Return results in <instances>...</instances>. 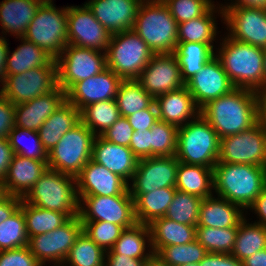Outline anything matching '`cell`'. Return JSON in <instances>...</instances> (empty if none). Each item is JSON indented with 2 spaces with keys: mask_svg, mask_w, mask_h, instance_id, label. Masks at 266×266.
Wrapping results in <instances>:
<instances>
[{
  "mask_svg": "<svg viewBox=\"0 0 266 266\" xmlns=\"http://www.w3.org/2000/svg\"><path fill=\"white\" fill-rule=\"evenodd\" d=\"M219 138L238 134L258 122L257 91L234 88L229 94L210 100L200 109Z\"/></svg>",
  "mask_w": 266,
  "mask_h": 266,
  "instance_id": "cell-1",
  "label": "cell"
},
{
  "mask_svg": "<svg viewBox=\"0 0 266 266\" xmlns=\"http://www.w3.org/2000/svg\"><path fill=\"white\" fill-rule=\"evenodd\" d=\"M223 37L222 40L219 39L215 56L220 60L233 86L263 92V48L234 40L227 34Z\"/></svg>",
  "mask_w": 266,
  "mask_h": 266,
  "instance_id": "cell-2",
  "label": "cell"
},
{
  "mask_svg": "<svg viewBox=\"0 0 266 266\" xmlns=\"http://www.w3.org/2000/svg\"><path fill=\"white\" fill-rule=\"evenodd\" d=\"M214 194L246 212L266 186V167L217 162L213 168Z\"/></svg>",
  "mask_w": 266,
  "mask_h": 266,
  "instance_id": "cell-3",
  "label": "cell"
},
{
  "mask_svg": "<svg viewBox=\"0 0 266 266\" xmlns=\"http://www.w3.org/2000/svg\"><path fill=\"white\" fill-rule=\"evenodd\" d=\"M133 30L155 54L174 53L178 43V23L164 2L144 0Z\"/></svg>",
  "mask_w": 266,
  "mask_h": 266,
  "instance_id": "cell-4",
  "label": "cell"
},
{
  "mask_svg": "<svg viewBox=\"0 0 266 266\" xmlns=\"http://www.w3.org/2000/svg\"><path fill=\"white\" fill-rule=\"evenodd\" d=\"M22 199L40 208L64 213L68 218L79 213L76 177L49 168Z\"/></svg>",
  "mask_w": 266,
  "mask_h": 266,
  "instance_id": "cell-5",
  "label": "cell"
},
{
  "mask_svg": "<svg viewBox=\"0 0 266 266\" xmlns=\"http://www.w3.org/2000/svg\"><path fill=\"white\" fill-rule=\"evenodd\" d=\"M220 138L199 114L178 129L176 158L179 162L214 168L218 162Z\"/></svg>",
  "mask_w": 266,
  "mask_h": 266,
  "instance_id": "cell-6",
  "label": "cell"
},
{
  "mask_svg": "<svg viewBox=\"0 0 266 266\" xmlns=\"http://www.w3.org/2000/svg\"><path fill=\"white\" fill-rule=\"evenodd\" d=\"M155 55L133 30L112 34L106 50L107 67L122 80H136Z\"/></svg>",
  "mask_w": 266,
  "mask_h": 266,
  "instance_id": "cell-7",
  "label": "cell"
},
{
  "mask_svg": "<svg viewBox=\"0 0 266 266\" xmlns=\"http://www.w3.org/2000/svg\"><path fill=\"white\" fill-rule=\"evenodd\" d=\"M68 6L56 8L55 4H41L29 23L24 38L42 48L54 60L68 44Z\"/></svg>",
  "mask_w": 266,
  "mask_h": 266,
  "instance_id": "cell-8",
  "label": "cell"
},
{
  "mask_svg": "<svg viewBox=\"0 0 266 266\" xmlns=\"http://www.w3.org/2000/svg\"><path fill=\"white\" fill-rule=\"evenodd\" d=\"M95 134L81 121L67 131L48 152L47 166L76 177L82 168L92 159Z\"/></svg>",
  "mask_w": 266,
  "mask_h": 266,
  "instance_id": "cell-9",
  "label": "cell"
},
{
  "mask_svg": "<svg viewBox=\"0 0 266 266\" xmlns=\"http://www.w3.org/2000/svg\"><path fill=\"white\" fill-rule=\"evenodd\" d=\"M57 84L65 92L76 82L107 68L106 52L67 44L55 60Z\"/></svg>",
  "mask_w": 266,
  "mask_h": 266,
  "instance_id": "cell-10",
  "label": "cell"
},
{
  "mask_svg": "<svg viewBox=\"0 0 266 266\" xmlns=\"http://www.w3.org/2000/svg\"><path fill=\"white\" fill-rule=\"evenodd\" d=\"M81 221H105L124 229L137 223L134 199L130 192L116 196H78Z\"/></svg>",
  "mask_w": 266,
  "mask_h": 266,
  "instance_id": "cell-11",
  "label": "cell"
},
{
  "mask_svg": "<svg viewBox=\"0 0 266 266\" xmlns=\"http://www.w3.org/2000/svg\"><path fill=\"white\" fill-rule=\"evenodd\" d=\"M82 231L83 224L79 216L71 217L52 232L29 238L27 246L41 265L50 266L52 263L54 266H62Z\"/></svg>",
  "mask_w": 266,
  "mask_h": 266,
  "instance_id": "cell-12",
  "label": "cell"
},
{
  "mask_svg": "<svg viewBox=\"0 0 266 266\" xmlns=\"http://www.w3.org/2000/svg\"><path fill=\"white\" fill-rule=\"evenodd\" d=\"M218 162L266 167V133L257 122L238 134L220 139Z\"/></svg>",
  "mask_w": 266,
  "mask_h": 266,
  "instance_id": "cell-13",
  "label": "cell"
},
{
  "mask_svg": "<svg viewBox=\"0 0 266 266\" xmlns=\"http://www.w3.org/2000/svg\"><path fill=\"white\" fill-rule=\"evenodd\" d=\"M57 86V65L53 59L47 66L31 68L22 74L7 75L0 93L18 105L49 93Z\"/></svg>",
  "mask_w": 266,
  "mask_h": 266,
  "instance_id": "cell-14",
  "label": "cell"
},
{
  "mask_svg": "<svg viewBox=\"0 0 266 266\" xmlns=\"http://www.w3.org/2000/svg\"><path fill=\"white\" fill-rule=\"evenodd\" d=\"M68 44L106 52L112 34L83 5L68 6Z\"/></svg>",
  "mask_w": 266,
  "mask_h": 266,
  "instance_id": "cell-15",
  "label": "cell"
},
{
  "mask_svg": "<svg viewBox=\"0 0 266 266\" xmlns=\"http://www.w3.org/2000/svg\"><path fill=\"white\" fill-rule=\"evenodd\" d=\"M178 163L176 156L139 159L128 184L129 192L146 193L161 188H175Z\"/></svg>",
  "mask_w": 266,
  "mask_h": 266,
  "instance_id": "cell-16",
  "label": "cell"
},
{
  "mask_svg": "<svg viewBox=\"0 0 266 266\" xmlns=\"http://www.w3.org/2000/svg\"><path fill=\"white\" fill-rule=\"evenodd\" d=\"M227 35L234 40L266 48V10L261 8H223Z\"/></svg>",
  "mask_w": 266,
  "mask_h": 266,
  "instance_id": "cell-17",
  "label": "cell"
},
{
  "mask_svg": "<svg viewBox=\"0 0 266 266\" xmlns=\"http://www.w3.org/2000/svg\"><path fill=\"white\" fill-rule=\"evenodd\" d=\"M136 81L154 99L185 85L178 60L173 53L155 54Z\"/></svg>",
  "mask_w": 266,
  "mask_h": 266,
  "instance_id": "cell-18",
  "label": "cell"
},
{
  "mask_svg": "<svg viewBox=\"0 0 266 266\" xmlns=\"http://www.w3.org/2000/svg\"><path fill=\"white\" fill-rule=\"evenodd\" d=\"M122 81L107 67L90 78L74 83L66 91V101L81 111L92 103L114 100Z\"/></svg>",
  "mask_w": 266,
  "mask_h": 266,
  "instance_id": "cell-19",
  "label": "cell"
},
{
  "mask_svg": "<svg viewBox=\"0 0 266 266\" xmlns=\"http://www.w3.org/2000/svg\"><path fill=\"white\" fill-rule=\"evenodd\" d=\"M185 85L200 109L210 100L229 94L235 88L216 56Z\"/></svg>",
  "mask_w": 266,
  "mask_h": 266,
  "instance_id": "cell-20",
  "label": "cell"
},
{
  "mask_svg": "<svg viewBox=\"0 0 266 266\" xmlns=\"http://www.w3.org/2000/svg\"><path fill=\"white\" fill-rule=\"evenodd\" d=\"M128 182L92 159L76 176L78 196H116L129 192Z\"/></svg>",
  "mask_w": 266,
  "mask_h": 266,
  "instance_id": "cell-21",
  "label": "cell"
},
{
  "mask_svg": "<svg viewBox=\"0 0 266 266\" xmlns=\"http://www.w3.org/2000/svg\"><path fill=\"white\" fill-rule=\"evenodd\" d=\"M144 0H87L94 17L111 33L133 29L136 15Z\"/></svg>",
  "mask_w": 266,
  "mask_h": 266,
  "instance_id": "cell-22",
  "label": "cell"
},
{
  "mask_svg": "<svg viewBox=\"0 0 266 266\" xmlns=\"http://www.w3.org/2000/svg\"><path fill=\"white\" fill-rule=\"evenodd\" d=\"M66 101V92L57 86L53 91L15 105V126L38 131L45 120Z\"/></svg>",
  "mask_w": 266,
  "mask_h": 266,
  "instance_id": "cell-23",
  "label": "cell"
},
{
  "mask_svg": "<svg viewBox=\"0 0 266 266\" xmlns=\"http://www.w3.org/2000/svg\"><path fill=\"white\" fill-rule=\"evenodd\" d=\"M92 160L118 174L129 183L135 173L139 159L128 146L110 143L101 136H95Z\"/></svg>",
  "mask_w": 266,
  "mask_h": 266,
  "instance_id": "cell-24",
  "label": "cell"
},
{
  "mask_svg": "<svg viewBox=\"0 0 266 266\" xmlns=\"http://www.w3.org/2000/svg\"><path fill=\"white\" fill-rule=\"evenodd\" d=\"M155 104L159 120L177 127L187 124L200 114V108L186 85L157 97Z\"/></svg>",
  "mask_w": 266,
  "mask_h": 266,
  "instance_id": "cell-25",
  "label": "cell"
},
{
  "mask_svg": "<svg viewBox=\"0 0 266 266\" xmlns=\"http://www.w3.org/2000/svg\"><path fill=\"white\" fill-rule=\"evenodd\" d=\"M47 161L15 154L3 180L6 193L23 198L48 169Z\"/></svg>",
  "mask_w": 266,
  "mask_h": 266,
  "instance_id": "cell-26",
  "label": "cell"
},
{
  "mask_svg": "<svg viewBox=\"0 0 266 266\" xmlns=\"http://www.w3.org/2000/svg\"><path fill=\"white\" fill-rule=\"evenodd\" d=\"M247 213L241 206L211 195L202 199L197 226L216 229L238 227Z\"/></svg>",
  "mask_w": 266,
  "mask_h": 266,
  "instance_id": "cell-27",
  "label": "cell"
},
{
  "mask_svg": "<svg viewBox=\"0 0 266 266\" xmlns=\"http://www.w3.org/2000/svg\"><path fill=\"white\" fill-rule=\"evenodd\" d=\"M40 0H2L0 2L1 36L24 37L29 23L39 9ZM5 33V34H4Z\"/></svg>",
  "mask_w": 266,
  "mask_h": 266,
  "instance_id": "cell-28",
  "label": "cell"
},
{
  "mask_svg": "<svg viewBox=\"0 0 266 266\" xmlns=\"http://www.w3.org/2000/svg\"><path fill=\"white\" fill-rule=\"evenodd\" d=\"M217 5V6H216ZM213 4L202 16L178 24V42L214 44L220 31L217 15L224 21L223 4ZM220 13V14H219Z\"/></svg>",
  "mask_w": 266,
  "mask_h": 266,
  "instance_id": "cell-29",
  "label": "cell"
},
{
  "mask_svg": "<svg viewBox=\"0 0 266 266\" xmlns=\"http://www.w3.org/2000/svg\"><path fill=\"white\" fill-rule=\"evenodd\" d=\"M80 121V110L67 101L53 112L38 130L39 138L47 153L56 146L67 131Z\"/></svg>",
  "mask_w": 266,
  "mask_h": 266,
  "instance_id": "cell-30",
  "label": "cell"
},
{
  "mask_svg": "<svg viewBox=\"0 0 266 266\" xmlns=\"http://www.w3.org/2000/svg\"><path fill=\"white\" fill-rule=\"evenodd\" d=\"M148 225L154 254L165 246L183 245L196 239V226L177 223L166 217L156 218Z\"/></svg>",
  "mask_w": 266,
  "mask_h": 266,
  "instance_id": "cell-31",
  "label": "cell"
},
{
  "mask_svg": "<svg viewBox=\"0 0 266 266\" xmlns=\"http://www.w3.org/2000/svg\"><path fill=\"white\" fill-rule=\"evenodd\" d=\"M175 188L201 199L213 195V168L179 162Z\"/></svg>",
  "mask_w": 266,
  "mask_h": 266,
  "instance_id": "cell-32",
  "label": "cell"
},
{
  "mask_svg": "<svg viewBox=\"0 0 266 266\" xmlns=\"http://www.w3.org/2000/svg\"><path fill=\"white\" fill-rule=\"evenodd\" d=\"M106 254H120L134 259H148L153 254L149 225L136 223L134 226L124 229L112 249L107 251Z\"/></svg>",
  "mask_w": 266,
  "mask_h": 266,
  "instance_id": "cell-33",
  "label": "cell"
},
{
  "mask_svg": "<svg viewBox=\"0 0 266 266\" xmlns=\"http://www.w3.org/2000/svg\"><path fill=\"white\" fill-rule=\"evenodd\" d=\"M176 190L161 188L146 193H130L134 199L137 223L150 224L154 219L164 217Z\"/></svg>",
  "mask_w": 266,
  "mask_h": 266,
  "instance_id": "cell-34",
  "label": "cell"
},
{
  "mask_svg": "<svg viewBox=\"0 0 266 266\" xmlns=\"http://www.w3.org/2000/svg\"><path fill=\"white\" fill-rule=\"evenodd\" d=\"M214 44L178 42L174 55L178 60L181 77L186 84L215 56Z\"/></svg>",
  "mask_w": 266,
  "mask_h": 266,
  "instance_id": "cell-35",
  "label": "cell"
},
{
  "mask_svg": "<svg viewBox=\"0 0 266 266\" xmlns=\"http://www.w3.org/2000/svg\"><path fill=\"white\" fill-rule=\"evenodd\" d=\"M21 40L20 45L11 53L10 48L7 56V75L22 74L31 68L47 66L53 58L42 48L24 37L16 38Z\"/></svg>",
  "mask_w": 266,
  "mask_h": 266,
  "instance_id": "cell-36",
  "label": "cell"
},
{
  "mask_svg": "<svg viewBox=\"0 0 266 266\" xmlns=\"http://www.w3.org/2000/svg\"><path fill=\"white\" fill-rule=\"evenodd\" d=\"M20 208L23 210L25 217L28 238L52 232L69 219L64 213L34 206L23 199Z\"/></svg>",
  "mask_w": 266,
  "mask_h": 266,
  "instance_id": "cell-37",
  "label": "cell"
},
{
  "mask_svg": "<svg viewBox=\"0 0 266 266\" xmlns=\"http://www.w3.org/2000/svg\"><path fill=\"white\" fill-rule=\"evenodd\" d=\"M265 248L266 227L253 223V221L250 223L246 216L238 226L236 241L231 255L242 262Z\"/></svg>",
  "mask_w": 266,
  "mask_h": 266,
  "instance_id": "cell-38",
  "label": "cell"
},
{
  "mask_svg": "<svg viewBox=\"0 0 266 266\" xmlns=\"http://www.w3.org/2000/svg\"><path fill=\"white\" fill-rule=\"evenodd\" d=\"M81 122L85 124L96 136L103 134L120 117L117 103L106 100L92 103L80 111Z\"/></svg>",
  "mask_w": 266,
  "mask_h": 266,
  "instance_id": "cell-39",
  "label": "cell"
},
{
  "mask_svg": "<svg viewBox=\"0 0 266 266\" xmlns=\"http://www.w3.org/2000/svg\"><path fill=\"white\" fill-rule=\"evenodd\" d=\"M115 101L120 115L128 117L149 108L155 99L136 80H123L118 87Z\"/></svg>",
  "mask_w": 266,
  "mask_h": 266,
  "instance_id": "cell-40",
  "label": "cell"
},
{
  "mask_svg": "<svg viewBox=\"0 0 266 266\" xmlns=\"http://www.w3.org/2000/svg\"><path fill=\"white\" fill-rule=\"evenodd\" d=\"M105 256L106 252L82 231L62 266H105Z\"/></svg>",
  "mask_w": 266,
  "mask_h": 266,
  "instance_id": "cell-41",
  "label": "cell"
},
{
  "mask_svg": "<svg viewBox=\"0 0 266 266\" xmlns=\"http://www.w3.org/2000/svg\"><path fill=\"white\" fill-rule=\"evenodd\" d=\"M238 227L216 229L196 226V240L208 253L231 254L235 245Z\"/></svg>",
  "mask_w": 266,
  "mask_h": 266,
  "instance_id": "cell-42",
  "label": "cell"
},
{
  "mask_svg": "<svg viewBox=\"0 0 266 266\" xmlns=\"http://www.w3.org/2000/svg\"><path fill=\"white\" fill-rule=\"evenodd\" d=\"M202 199L176 190L164 217L177 223L197 226Z\"/></svg>",
  "mask_w": 266,
  "mask_h": 266,
  "instance_id": "cell-43",
  "label": "cell"
},
{
  "mask_svg": "<svg viewBox=\"0 0 266 266\" xmlns=\"http://www.w3.org/2000/svg\"><path fill=\"white\" fill-rule=\"evenodd\" d=\"M179 127L163 121L150 129V157L175 156Z\"/></svg>",
  "mask_w": 266,
  "mask_h": 266,
  "instance_id": "cell-44",
  "label": "cell"
},
{
  "mask_svg": "<svg viewBox=\"0 0 266 266\" xmlns=\"http://www.w3.org/2000/svg\"><path fill=\"white\" fill-rule=\"evenodd\" d=\"M25 217L19 207L13 215L0 224V251L28 245Z\"/></svg>",
  "mask_w": 266,
  "mask_h": 266,
  "instance_id": "cell-45",
  "label": "cell"
},
{
  "mask_svg": "<svg viewBox=\"0 0 266 266\" xmlns=\"http://www.w3.org/2000/svg\"><path fill=\"white\" fill-rule=\"evenodd\" d=\"M28 138L32 139V144L29 142L30 146L25 143L26 140H29ZM8 142L14 154L36 160H48V153L42 145L38 131L14 126L13 130L9 133Z\"/></svg>",
  "mask_w": 266,
  "mask_h": 266,
  "instance_id": "cell-46",
  "label": "cell"
},
{
  "mask_svg": "<svg viewBox=\"0 0 266 266\" xmlns=\"http://www.w3.org/2000/svg\"><path fill=\"white\" fill-rule=\"evenodd\" d=\"M207 253L195 239L183 245L165 246L156 254L170 266H181L187 263H200Z\"/></svg>",
  "mask_w": 266,
  "mask_h": 266,
  "instance_id": "cell-47",
  "label": "cell"
},
{
  "mask_svg": "<svg viewBox=\"0 0 266 266\" xmlns=\"http://www.w3.org/2000/svg\"><path fill=\"white\" fill-rule=\"evenodd\" d=\"M83 232L105 252L110 251L124 228L105 221H81Z\"/></svg>",
  "mask_w": 266,
  "mask_h": 266,
  "instance_id": "cell-48",
  "label": "cell"
},
{
  "mask_svg": "<svg viewBox=\"0 0 266 266\" xmlns=\"http://www.w3.org/2000/svg\"><path fill=\"white\" fill-rule=\"evenodd\" d=\"M163 2L178 24L202 16L215 3L213 0H164Z\"/></svg>",
  "mask_w": 266,
  "mask_h": 266,
  "instance_id": "cell-49",
  "label": "cell"
},
{
  "mask_svg": "<svg viewBox=\"0 0 266 266\" xmlns=\"http://www.w3.org/2000/svg\"><path fill=\"white\" fill-rule=\"evenodd\" d=\"M0 266H42L28 246L0 251Z\"/></svg>",
  "mask_w": 266,
  "mask_h": 266,
  "instance_id": "cell-50",
  "label": "cell"
},
{
  "mask_svg": "<svg viewBox=\"0 0 266 266\" xmlns=\"http://www.w3.org/2000/svg\"><path fill=\"white\" fill-rule=\"evenodd\" d=\"M133 131L134 130L129 124L127 118L121 116L110 128H108L100 136L110 143L129 147Z\"/></svg>",
  "mask_w": 266,
  "mask_h": 266,
  "instance_id": "cell-51",
  "label": "cell"
},
{
  "mask_svg": "<svg viewBox=\"0 0 266 266\" xmlns=\"http://www.w3.org/2000/svg\"><path fill=\"white\" fill-rule=\"evenodd\" d=\"M134 131L145 132L159 121L155 102L149 107L126 117Z\"/></svg>",
  "mask_w": 266,
  "mask_h": 266,
  "instance_id": "cell-52",
  "label": "cell"
},
{
  "mask_svg": "<svg viewBox=\"0 0 266 266\" xmlns=\"http://www.w3.org/2000/svg\"><path fill=\"white\" fill-rule=\"evenodd\" d=\"M15 126V105L0 93V139H8Z\"/></svg>",
  "mask_w": 266,
  "mask_h": 266,
  "instance_id": "cell-53",
  "label": "cell"
},
{
  "mask_svg": "<svg viewBox=\"0 0 266 266\" xmlns=\"http://www.w3.org/2000/svg\"><path fill=\"white\" fill-rule=\"evenodd\" d=\"M150 129L145 132L133 131L129 148L138 159L150 157Z\"/></svg>",
  "mask_w": 266,
  "mask_h": 266,
  "instance_id": "cell-54",
  "label": "cell"
},
{
  "mask_svg": "<svg viewBox=\"0 0 266 266\" xmlns=\"http://www.w3.org/2000/svg\"><path fill=\"white\" fill-rule=\"evenodd\" d=\"M14 151L8 139H0V179L4 180L7 175L9 165L14 156Z\"/></svg>",
  "mask_w": 266,
  "mask_h": 266,
  "instance_id": "cell-55",
  "label": "cell"
},
{
  "mask_svg": "<svg viewBox=\"0 0 266 266\" xmlns=\"http://www.w3.org/2000/svg\"><path fill=\"white\" fill-rule=\"evenodd\" d=\"M147 259H134L120 254H106L105 266H145Z\"/></svg>",
  "mask_w": 266,
  "mask_h": 266,
  "instance_id": "cell-56",
  "label": "cell"
},
{
  "mask_svg": "<svg viewBox=\"0 0 266 266\" xmlns=\"http://www.w3.org/2000/svg\"><path fill=\"white\" fill-rule=\"evenodd\" d=\"M22 198L8 195L0 202V224L10 218L13 213L20 207Z\"/></svg>",
  "mask_w": 266,
  "mask_h": 266,
  "instance_id": "cell-57",
  "label": "cell"
},
{
  "mask_svg": "<svg viewBox=\"0 0 266 266\" xmlns=\"http://www.w3.org/2000/svg\"><path fill=\"white\" fill-rule=\"evenodd\" d=\"M207 266H243V264L231 254L207 253Z\"/></svg>",
  "mask_w": 266,
  "mask_h": 266,
  "instance_id": "cell-58",
  "label": "cell"
},
{
  "mask_svg": "<svg viewBox=\"0 0 266 266\" xmlns=\"http://www.w3.org/2000/svg\"><path fill=\"white\" fill-rule=\"evenodd\" d=\"M250 209V210H249ZM249 211L257 214L259 220H255V223L266 227V186L262 189V192L256 197L254 203L248 208Z\"/></svg>",
  "mask_w": 266,
  "mask_h": 266,
  "instance_id": "cell-59",
  "label": "cell"
},
{
  "mask_svg": "<svg viewBox=\"0 0 266 266\" xmlns=\"http://www.w3.org/2000/svg\"><path fill=\"white\" fill-rule=\"evenodd\" d=\"M7 37L0 36V89L5 83L6 80V63L7 56L9 52V43ZM7 40V41H6Z\"/></svg>",
  "mask_w": 266,
  "mask_h": 266,
  "instance_id": "cell-60",
  "label": "cell"
},
{
  "mask_svg": "<svg viewBox=\"0 0 266 266\" xmlns=\"http://www.w3.org/2000/svg\"><path fill=\"white\" fill-rule=\"evenodd\" d=\"M261 8L266 10V0H232L229 4L225 3L223 8Z\"/></svg>",
  "mask_w": 266,
  "mask_h": 266,
  "instance_id": "cell-61",
  "label": "cell"
},
{
  "mask_svg": "<svg viewBox=\"0 0 266 266\" xmlns=\"http://www.w3.org/2000/svg\"><path fill=\"white\" fill-rule=\"evenodd\" d=\"M258 123L266 133V91L257 92Z\"/></svg>",
  "mask_w": 266,
  "mask_h": 266,
  "instance_id": "cell-62",
  "label": "cell"
},
{
  "mask_svg": "<svg viewBox=\"0 0 266 266\" xmlns=\"http://www.w3.org/2000/svg\"><path fill=\"white\" fill-rule=\"evenodd\" d=\"M243 266H266V248L242 261Z\"/></svg>",
  "mask_w": 266,
  "mask_h": 266,
  "instance_id": "cell-63",
  "label": "cell"
},
{
  "mask_svg": "<svg viewBox=\"0 0 266 266\" xmlns=\"http://www.w3.org/2000/svg\"><path fill=\"white\" fill-rule=\"evenodd\" d=\"M145 266H170L164 262L157 254H152L145 262Z\"/></svg>",
  "mask_w": 266,
  "mask_h": 266,
  "instance_id": "cell-64",
  "label": "cell"
},
{
  "mask_svg": "<svg viewBox=\"0 0 266 266\" xmlns=\"http://www.w3.org/2000/svg\"><path fill=\"white\" fill-rule=\"evenodd\" d=\"M8 194L6 193V189L3 183V180L0 179V202L6 198Z\"/></svg>",
  "mask_w": 266,
  "mask_h": 266,
  "instance_id": "cell-65",
  "label": "cell"
},
{
  "mask_svg": "<svg viewBox=\"0 0 266 266\" xmlns=\"http://www.w3.org/2000/svg\"><path fill=\"white\" fill-rule=\"evenodd\" d=\"M181 266H207V254L205 257L200 261V263H187Z\"/></svg>",
  "mask_w": 266,
  "mask_h": 266,
  "instance_id": "cell-66",
  "label": "cell"
},
{
  "mask_svg": "<svg viewBox=\"0 0 266 266\" xmlns=\"http://www.w3.org/2000/svg\"><path fill=\"white\" fill-rule=\"evenodd\" d=\"M264 50V91H266V48Z\"/></svg>",
  "mask_w": 266,
  "mask_h": 266,
  "instance_id": "cell-67",
  "label": "cell"
},
{
  "mask_svg": "<svg viewBox=\"0 0 266 266\" xmlns=\"http://www.w3.org/2000/svg\"><path fill=\"white\" fill-rule=\"evenodd\" d=\"M43 4H54L53 0H40Z\"/></svg>",
  "mask_w": 266,
  "mask_h": 266,
  "instance_id": "cell-68",
  "label": "cell"
},
{
  "mask_svg": "<svg viewBox=\"0 0 266 266\" xmlns=\"http://www.w3.org/2000/svg\"><path fill=\"white\" fill-rule=\"evenodd\" d=\"M152 1H158V2H163L164 0H152Z\"/></svg>",
  "mask_w": 266,
  "mask_h": 266,
  "instance_id": "cell-69",
  "label": "cell"
}]
</instances>
